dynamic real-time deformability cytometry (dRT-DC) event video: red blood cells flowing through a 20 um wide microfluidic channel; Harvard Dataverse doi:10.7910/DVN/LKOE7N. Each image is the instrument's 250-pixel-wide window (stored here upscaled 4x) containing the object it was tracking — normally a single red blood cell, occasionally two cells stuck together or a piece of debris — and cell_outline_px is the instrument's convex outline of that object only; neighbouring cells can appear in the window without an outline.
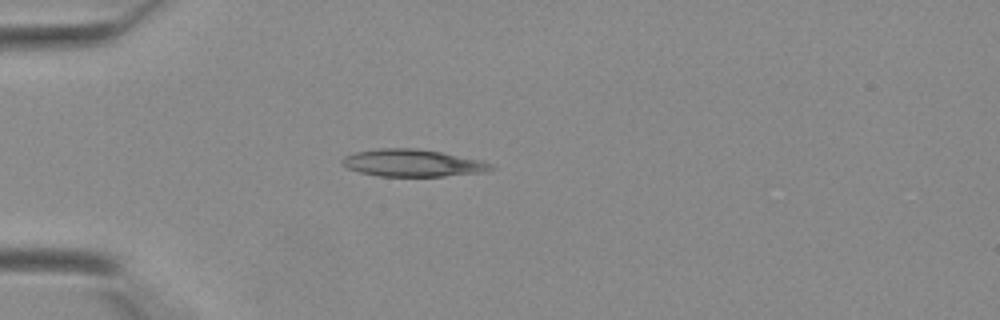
{"species": "Egyptian fruit bat (a non-hibernating species)", "species_latin": "Rousettus aegyptiacus", "temperature_condition": "warm", "stored_images_in_passage": 30, "camera_frame_rate_fps": 3000, "um_per_image_px": 0.085, "animal": {"sex": "female"}, "frame": {"image": 1, "passage_image": 1, "time_ms": 0.0, "image_size_px": [1000, 320], "cell_outline_px": [[492, 168], [488, 172], [444, 176], [380, 176], [360, 172], [348, 168], [340, 160], [344, 156], [356, 152], [380, 148], [416, 148], [440, 152], [480, 160], [492, 164]], "centroid_in_image_um": [35.08, 13.85], "position_along_channel_um": 49.9, "area_um2": 23.41}}
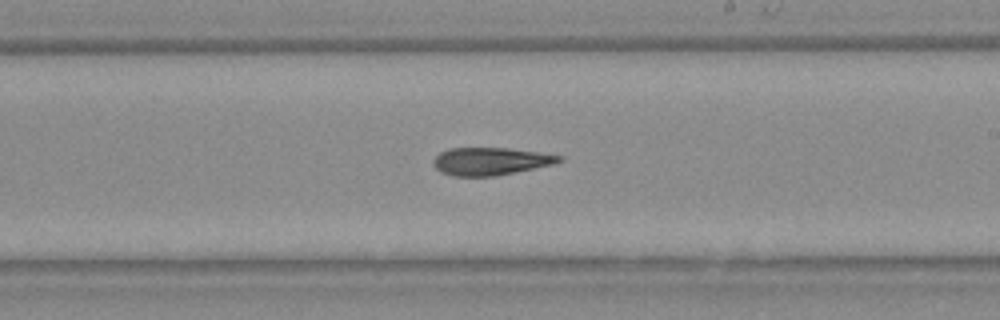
{"frame": {"image": 2, "passage_image": 14, "time_ms": 4.333, "image_size_px": [1000, 320], "cell_outline_px": [[564, 160], [556, 164], [496, 176], [456, 176], [440, 172], [432, 164], [432, 160], [440, 152], [448, 148], [504, 148], [536, 152], [564, 156]], "centroid_in_image_um": [41.7, 13.71], "position_along_channel_um": 247.3, "area_um2": 20.35}}
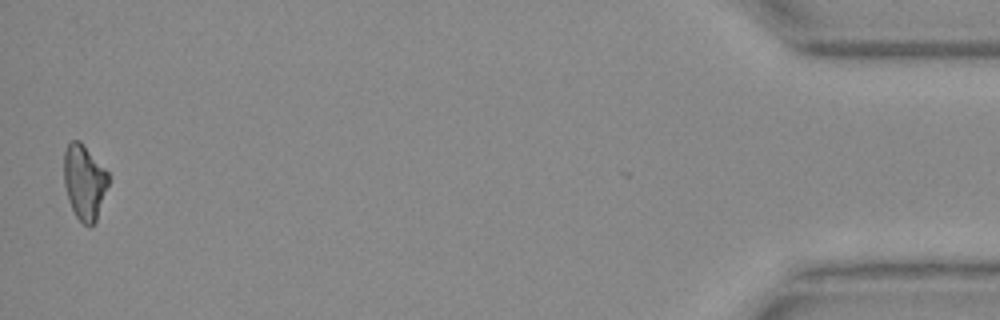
{"frame": {"image": 3, "passage_image": 30, "time_ms": 9.667, "image_size_px": [1000, 320], "cell_outline_px": [[108, 184], [96, 220], [92, 224], [84, 224], [76, 216], [68, 200], [64, 184], [64, 152], [68, 144], [72, 140], [80, 140], [108, 172]], "centroid_in_image_um": [7.15, 15.43], "position_along_channel_um": 428.0, "area_um2": 19.13}}